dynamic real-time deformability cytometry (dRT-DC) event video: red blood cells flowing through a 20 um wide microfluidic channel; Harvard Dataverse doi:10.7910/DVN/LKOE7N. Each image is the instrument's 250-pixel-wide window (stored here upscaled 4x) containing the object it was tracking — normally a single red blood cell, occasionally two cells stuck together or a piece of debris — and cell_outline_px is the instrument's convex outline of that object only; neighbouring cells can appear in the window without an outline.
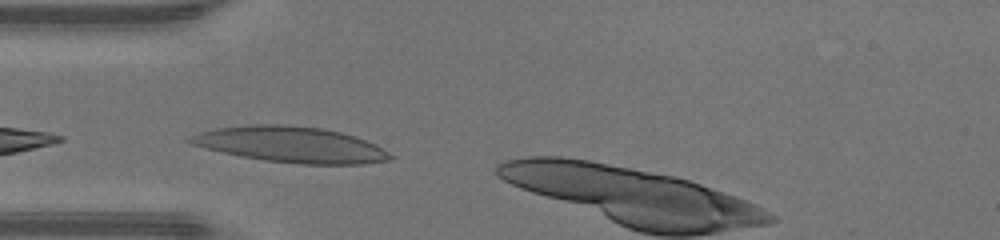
{"species": "human", "species_latin": "Homo sapiens", "temperature_condition": "warm", "stored_images_in_passage": 14, "camera_frame_rate_fps": 3000, "um_per_image_px": 0.085, "donor": {"sex": "male"}, "frame": {"image": 1, "passage_image": 2, "time_ms": 0.333, "image_size_px": [1000, 240], "cell_outline_px": [[396, 156], [392, 160], [364, 164], [300, 164], [264, 160], [240, 156], [204, 148], [192, 144], [184, 140], [200, 132], [216, 128], [252, 124], [284, 124], [320, 128], [340, 132], [364, 140]], "centroid_in_image_um": [24.7, 12.29], "position_along_channel_um": 60.3, "area_um2": 41.56}}
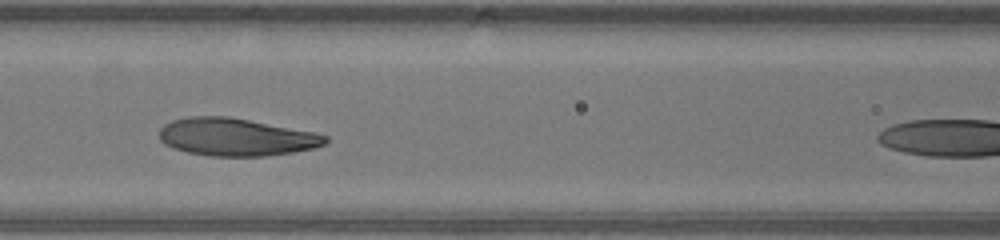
{"frame": {"image": 2, "passage_image": 8, "time_ms": 2.333, "image_size_px": [1000, 240], "cell_outline_px": [[328, 140], [324, 144], [316, 148], [268, 156], [208, 156], [188, 152], [172, 148], [164, 144], [160, 140], [160, 128], [164, 124], [172, 120], [188, 116], [228, 116], [316, 132], [328, 136]], "centroid_in_image_um": [20.06, 11.65], "position_along_channel_um": 146.5, "area_um2": 36.7}}
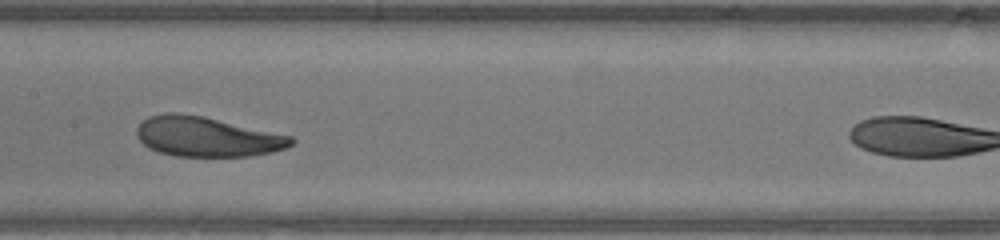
{"frame": {"image": 3, "passage_image": 11, "time_ms": 3.333, "image_size_px": [1000, 240], "cell_outline_px": [[296, 140], [292, 144], [284, 148], [268, 152], [248, 156], [176, 156], [160, 152], [148, 148], [136, 136], [136, 128], [148, 116], [164, 112], [176, 112], [204, 116], [292, 136]], "centroid_in_image_um": [17.55, 11.6], "position_along_channel_um": 189.9, "area_um2": 35.78}}